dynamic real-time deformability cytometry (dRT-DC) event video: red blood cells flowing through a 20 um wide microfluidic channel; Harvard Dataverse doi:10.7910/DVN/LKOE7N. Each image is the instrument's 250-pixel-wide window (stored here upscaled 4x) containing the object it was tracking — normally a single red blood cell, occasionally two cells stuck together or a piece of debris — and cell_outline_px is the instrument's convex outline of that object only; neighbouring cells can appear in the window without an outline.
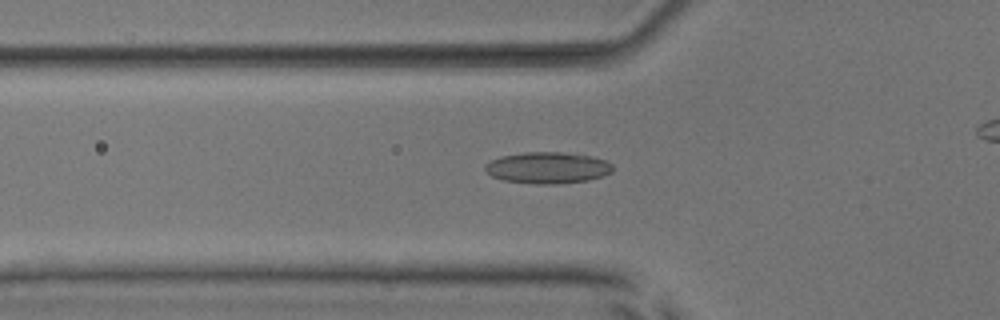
{"species": "common noctule bat (a hibernating species)", "species_latin": "Nyctalus noctula", "temperature_condition": "room temperature", "stored_images_in_passage": 46, "camera_frame_rate_fps": 3000, "um_per_image_px": 0.085, "animal": {"sex": "male", "body_mass_g": 17.9, "forearm_length_mm": 54.2}, "frame": {"image": 1, "passage_image": 18, "time_ms": 5.667, "image_size_px": [1000, 320], "cell_outline_px": [[612, 172], [604, 176], [588, 180], [556, 184], [536, 184], [504, 180], [492, 176], [484, 168], [484, 164], [500, 156], [524, 152], [560, 152], [592, 156], [604, 160], [612, 164]], "centroid_in_image_um": [46.55, 14.26], "position_along_channel_um": 79.3, "area_um2": 23.35}}
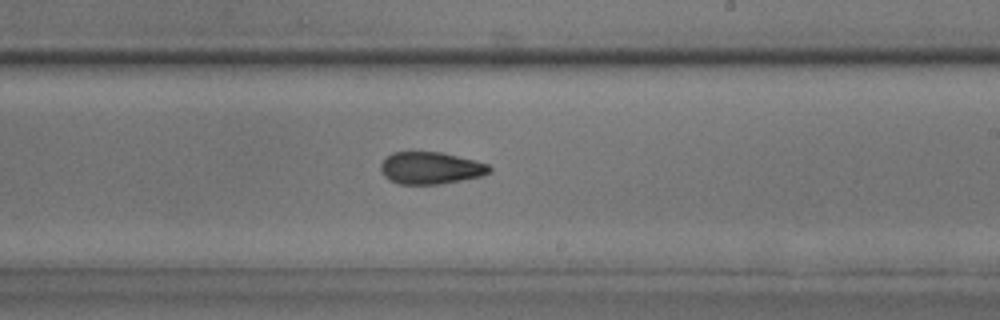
{"frame": {"image": 2, "passage_image": 31, "time_ms": 10.0, "image_size_px": [1000, 320], "cell_outline_px": [[492, 172], [480, 176], [440, 184], [400, 184], [388, 180], [384, 176], [380, 168], [380, 164], [392, 152], [440, 152], [476, 160], [488, 164], [492, 168]], "centroid_in_image_um": [36.61, 14.28], "position_along_channel_um": 252.4, "area_um2": 20.35}}
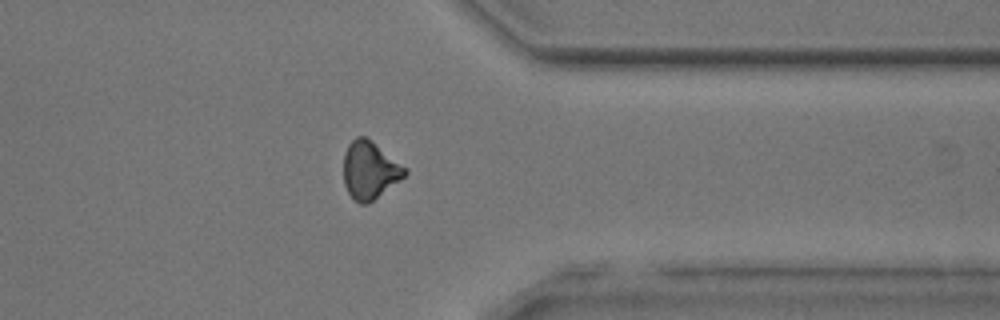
{"frame": {"image": 3, "passage_image": 41, "time_ms": 13.333, "image_size_px": [1000, 320], "cell_outline_px": [[408, 172], [400, 180], [368, 204], [360, 204], [348, 192], [344, 184], [344, 152], [348, 144], [356, 136], [364, 136], [408, 168]], "centroid_in_image_um": [31.43, 14.47], "position_along_channel_um": 380.0, "area_um2": 20.4}, "authors_computed_cell_mechanics": {"area_um2": 21.2704, "velocity_mm_per_s": 4.0023, "shape_relaxation_time_tau1_ms": null, "shape_relaxation_time_tau2_ms": 2.3592, "deformation_change_tau1": null, "deformation_change_tau2": 0.0984}}